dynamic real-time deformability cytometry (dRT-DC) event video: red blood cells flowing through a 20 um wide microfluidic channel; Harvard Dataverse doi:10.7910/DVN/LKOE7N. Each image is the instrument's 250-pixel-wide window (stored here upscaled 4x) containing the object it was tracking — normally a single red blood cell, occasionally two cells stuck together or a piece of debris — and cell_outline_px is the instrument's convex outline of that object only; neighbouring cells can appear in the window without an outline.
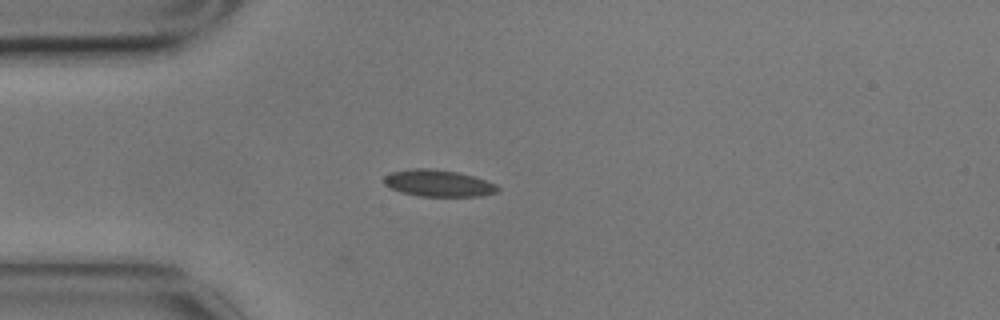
{"species": "common noctule bat (a hibernating species)", "species_latin": "Nyctalus noctula", "temperature_condition": "cold", "stored_images_in_passage": 1, "camera_frame_rate_fps": 3000, "um_per_image_px": 0.085, "animal": {"sex": "male", "body_mass_g": 17.9}, "frame": {"image": 1, "passage_image": 1, "time_ms": 0.0, "image_size_px": [1000, 320], "cell_outline_px": [[500, 188], [496, 192], [480, 196], [420, 196], [400, 192], [384, 184], [384, 176], [392, 172], [412, 168], [432, 168], [456, 172], [472, 176], [496, 184]], "centroid_in_image_um": [37.24, 15.57], "position_along_channel_um": 47.8, "area_um2": 17.57}}